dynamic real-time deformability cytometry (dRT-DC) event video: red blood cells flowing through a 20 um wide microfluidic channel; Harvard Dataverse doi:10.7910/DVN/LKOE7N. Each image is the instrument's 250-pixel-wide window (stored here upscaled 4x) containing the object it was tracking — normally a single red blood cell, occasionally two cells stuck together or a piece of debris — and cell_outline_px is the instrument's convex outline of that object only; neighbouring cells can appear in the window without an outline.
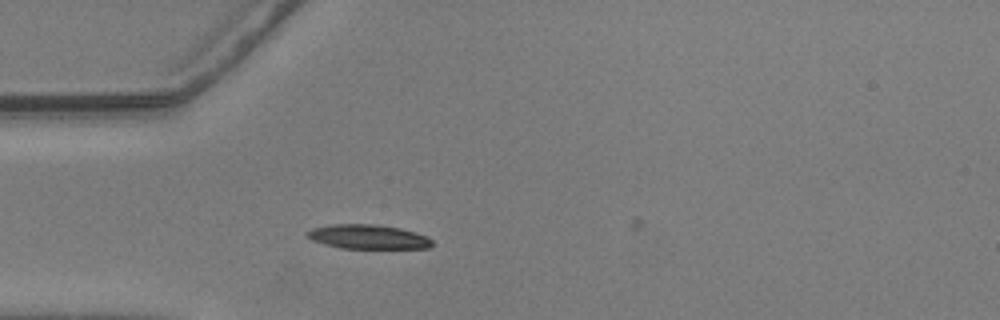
{"species": "common noctule bat (a hibernating species)", "species_latin": "Nyctalus noctula", "temperature_condition": "warm", "stored_images_in_passage": 13, "camera_frame_rate_fps": 3000, "um_per_image_px": 0.085, "animal": {"sex": "male", "body_mass_g": 20.5, "forearm_length_mm": 52.5}, "frame": {"image": 1, "passage_image": 12, "time_ms": 3.667, "image_size_px": [1000, 320], "cell_outline_px": [[432, 244], [428, 248], [340, 248], [324, 244], [312, 240], [304, 232], [312, 228], [332, 224], [376, 224], [400, 228], [416, 232], [428, 236], [432, 240]], "centroid_in_image_um": [31.28, 20.12], "position_along_channel_um": 53.7, "area_um2": 17.74}}